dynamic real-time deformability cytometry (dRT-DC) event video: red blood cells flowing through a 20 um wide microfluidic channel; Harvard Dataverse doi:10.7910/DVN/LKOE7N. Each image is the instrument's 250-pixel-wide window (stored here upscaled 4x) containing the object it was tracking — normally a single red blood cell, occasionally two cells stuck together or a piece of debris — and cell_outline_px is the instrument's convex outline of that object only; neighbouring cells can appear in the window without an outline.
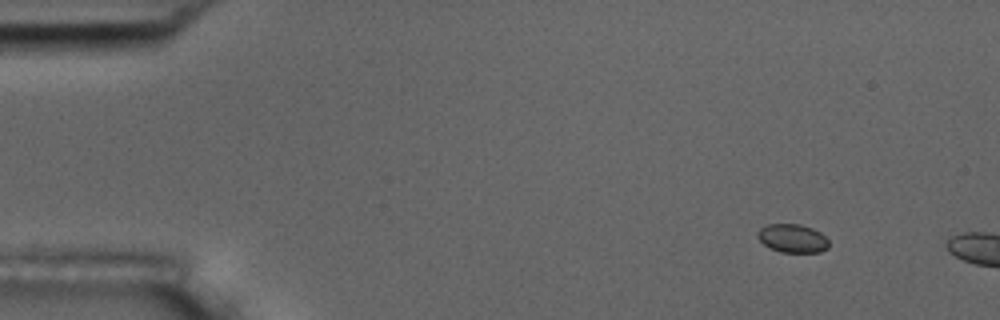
{"species": "common noctule bat (a hibernating species)", "species_latin": "Nyctalus noctula", "temperature_condition": "room temperature", "stored_images_in_passage": 2, "camera_frame_rate_fps": 3000, "um_per_image_px": 0.085, "animal": {"sex": "male", "body_mass_g": 17.5, "forearm_length_mm": 52.3}, "frame": {"image": 1, "passage_image": 1, "time_ms": 0.0, "image_size_px": [1000, 320], "cell_outline_px": [[828, 248], [820, 252], [780, 252], [768, 248], [756, 236], [756, 232], [760, 228], [768, 224], [800, 224], [812, 228], [820, 232], [828, 240]], "centroid_in_image_um": [67.34, 20.26], "position_along_channel_um": 17.7, "area_um2": 11.91}}